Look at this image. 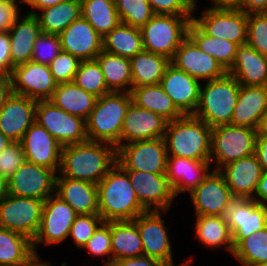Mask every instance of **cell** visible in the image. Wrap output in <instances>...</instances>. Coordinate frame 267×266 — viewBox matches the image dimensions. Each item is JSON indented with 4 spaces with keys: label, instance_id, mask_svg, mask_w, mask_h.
Masks as SVG:
<instances>
[{
    "label": "cell",
    "instance_id": "1",
    "mask_svg": "<svg viewBox=\"0 0 267 266\" xmlns=\"http://www.w3.org/2000/svg\"><path fill=\"white\" fill-rule=\"evenodd\" d=\"M116 163L114 145L87 140L63 146L59 173L63 177L98 184Z\"/></svg>",
    "mask_w": 267,
    "mask_h": 266
},
{
    "label": "cell",
    "instance_id": "2",
    "mask_svg": "<svg viewBox=\"0 0 267 266\" xmlns=\"http://www.w3.org/2000/svg\"><path fill=\"white\" fill-rule=\"evenodd\" d=\"M98 214L104 222L134 220L147 211L139 202L127 172L116 163L97 184Z\"/></svg>",
    "mask_w": 267,
    "mask_h": 266
},
{
    "label": "cell",
    "instance_id": "3",
    "mask_svg": "<svg viewBox=\"0 0 267 266\" xmlns=\"http://www.w3.org/2000/svg\"><path fill=\"white\" fill-rule=\"evenodd\" d=\"M163 138L167 157L210 161L212 128L193 115L168 121Z\"/></svg>",
    "mask_w": 267,
    "mask_h": 266
},
{
    "label": "cell",
    "instance_id": "4",
    "mask_svg": "<svg viewBox=\"0 0 267 266\" xmlns=\"http://www.w3.org/2000/svg\"><path fill=\"white\" fill-rule=\"evenodd\" d=\"M132 102L131 93L111 91L97 98L86 120V134L90 141L121 146V129L126 111Z\"/></svg>",
    "mask_w": 267,
    "mask_h": 266
},
{
    "label": "cell",
    "instance_id": "5",
    "mask_svg": "<svg viewBox=\"0 0 267 266\" xmlns=\"http://www.w3.org/2000/svg\"><path fill=\"white\" fill-rule=\"evenodd\" d=\"M239 90L240 84L229 73L206 81L200 87L199 103L193 116L211 128L230 124Z\"/></svg>",
    "mask_w": 267,
    "mask_h": 266
},
{
    "label": "cell",
    "instance_id": "6",
    "mask_svg": "<svg viewBox=\"0 0 267 266\" xmlns=\"http://www.w3.org/2000/svg\"><path fill=\"white\" fill-rule=\"evenodd\" d=\"M193 16L154 14L140 28L144 49L171 60L180 44L188 37Z\"/></svg>",
    "mask_w": 267,
    "mask_h": 266
},
{
    "label": "cell",
    "instance_id": "7",
    "mask_svg": "<svg viewBox=\"0 0 267 266\" xmlns=\"http://www.w3.org/2000/svg\"><path fill=\"white\" fill-rule=\"evenodd\" d=\"M256 129L232 124L212 128L210 163L218 171L228 163L255 154Z\"/></svg>",
    "mask_w": 267,
    "mask_h": 266
},
{
    "label": "cell",
    "instance_id": "8",
    "mask_svg": "<svg viewBox=\"0 0 267 266\" xmlns=\"http://www.w3.org/2000/svg\"><path fill=\"white\" fill-rule=\"evenodd\" d=\"M35 122L43 126L62 146L88 140L86 120L67 113L49 100L37 101Z\"/></svg>",
    "mask_w": 267,
    "mask_h": 266
},
{
    "label": "cell",
    "instance_id": "9",
    "mask_svg": "<svg viewBox=\"0 0 267 266\" xmlns=\"http://www.w3.org/2000/svg\"><path fill=\"white\" fill-rule=\"evenodd\" d=\"M78 214L56 194L44 201L39 230L32 240L35 255L39 244H57L69 237L70 228Z\"/></svg>",
    "mask_w": 267,
    "mask_h": 266
},
{
    "label": "cell",
    "instance_id": "10",
    "mask_svg": "<svg viewBox=\"0 0 267 266\" xmlns=\"http://www.w3.org/2000/svg\"><path fill=\"white\" fill-rule=\"evenodd\" d=\"M43 205L40 199L8 195L0 202V227L33 240L40 227Z\"/></svg>",
    "mask_w": 267,
    "mask_h": 266
},
{
    "label": "cell",
    "instance_id": "11",
    "mask_svg": "<svg viewBox=\"0 0 267 266\" xmlns=\"http://www.w3.org/2000/svg\"><path fill=\"white\" fill-rule=\"evenodd\" d=\"M117 163L124 170L166 174L167 150L163 137L134 141L117 149Z\"/></svg>",
    "mask_w": 267,
    "mask_h": 266
},
{
    "label": "cell",
    "instance_id": "12",
    "mask_svg": "<svg viewBox=\"0 0 267 266\" xmlns=\"http://www.w3.org/2000/svg\"><path fill=\"white\" fill-rule=\"evenodd\" d=\"M193 21L209 36L247 43V14L237 8L209 7Z\"/></svg>",
    "mask_w": 267,
    "mask_h": 266
},
{
    "label": "cell",
    "instance_id": "13",
    "mask_svg": "<svg viewBox=\"0 0 267 266\" xmlns=\"http://www.w3.org/2000/svg\"><path fill=\"white\" fill-rule=\"evenodd\" d=\"M160 210L145 211L138 215L133 221L137 224L138 231L143 244L144 256L160 260L176 266L172 258L171 243L162 219ZM189 261L182 262L177 266H189Z\"/></svg>",
    "mask_w": 267,
    "mask_h": 266
},
{
    "label": "cell",
    "instance_id": "14",
    "mask_svg": "<svg viewBox=\"0 0 267 266\" xmlns=\"http://www.w3.org/2000/svg\"><path fill=\"white\" fill-rule=\"evenodd\" d=\"M57 174L54 170L25 161L8 179L9 195L45 201L55 194Z\"/></svg>",
    "mask_w": 267,
    "mask_h": 266
},
{
    "label": "cell",
    "instance_id": "15",
    "mask_svg": "<svg viewBox=\"0 0 267 266\" xmlns=\"http://www.w3.org/2000/svg\"><path fill=\"white\" fill-rule=\"evenodd\" d=\"M196 216H226L236 199L219 171L212 170L208 176L189 193Z\"/></svg>",
    "mask_w": 267,
    "mask_h": 266
},
{
    "label": "cell",
    "instance_id": "16",
    "mask_svg": "<svg viewBox=\"0 0 267 266\" xmlns=\"http://www.w3.org/2000/svg\"><path fill=\"white\" fill-rule=\"evenodd\" d=\"M10 80L13 93L37 101L49 100L58 85L48 65L33 61L15 66Z\"/></svg>",
    "mask_w": 267,
    "mask_h": 266
},
{
    "label": "cell",
    "instance_id": "17",
    "mask_svg": "<svg viewBox=\"0 0 267 266\" xmlns=\"http://www.w3.org/2000/svg\"><path fill=\"white\" fill-rule=\"evenodd\" d=\"M140 204L147 210L167 211L175 195L166 174L125 170ZM153 207V208H152Z\"/></svg>",
    "mask_w": 267,
    "mask_h": 266
},
{
    "label": "cell",
    "instance_id": "18",
    "mask_svg": "<svg viewBox=\"0 0 267 266\" xmlns=\"http://www.w3.org/2000/svg\"><path fill=\"white\" fill-rule=\"evenodd\" d=\"M234 248L255 231L267 226V204L236 198L226 214Z\"/></svg>",
    "mask_w": 267,
    "mask_h": 266
},
{
    "label": "cell",
    "instance_id": "19",
    "mask_svg": "<svg viewBox=\"0 0 267 266\" xmlns=\"http://www.w3.org/2000/svg\"><path fill=\"white\" fill-rule=\"evenodd\" d=\"M167 122L161 115L131 102L121 129V146L134 141L164 137Z\"/></svg>",
    "mask_w": 267,
    "mask_h": 266
},
{
    "label": "cell",
    "instance_id": "20",
    "mask_svg": "<svg viewBox=\"0 0 267 266\" xmlns=\"http://www.w3.org/2000/svg\"><path fill=\"white\" fill-rule=\"evenodd\" d=\"M26 161L58 172L63 146L48 131L34 122L21 141Z\"/></svg>",
    "mask_w": 267,
    "mask_h": 266
},
{
    "label": "cell",
    "instance_id": "21",
    "mask_svg": "<svg viewBox=\"0 0 267 266\" xmlns=\"http://www.w3.org/2000/svg\"><path fill=\"white\" fill-rule=\"evenodd\" d=\"M171 64L199 81H210L227 73L216 59L200 50L189 37L180 44Z\"/></svg>",
    "mask_w": 267,
    "mask_h": 266
},
{
    "label": "cell",
    "instance_id": "22",
    "mask_svg": "<svg viewBox=\"0 0 267 266\" xmlns=\"http://www.w3.org/2000/svg\"><path fill=\"white\" fill-rule=\"evenodd\" d=\"M37 100L12 93L0 110V131L12 142H21L35 122Z\"/></svg>",
    "mask_w": 267,
    "mask_h": 266
},
{
    "label": "cell",
    "instance_id": "23",
    "mask_svg": "<svg viewBox=\"0 0 267 266\" xmlns=\"http://www.w3.org/2000/svg\"><path fill=\"white\" fill-rule=\"evenodd\" d=\"M59 36L62 51L81 61L95 60L103 50V37L82 16L73 21Z\"/></svg>",
    "mask_w": 267,
    "mask_h": 266
},
{
    "label": "cell",
    "instance_id": "24",
    "mask_svg": "<svg viewBox=\"0 0 267 266\" xmlns=\"http://www.w3.org/2000/svg\"><path fill=\"white\" fill-rule=\"evenodd\" d=\"M160 85L184 115H193L199 103L201 82L173 64L167 67Z\"/></svg>",
    "mask_w": 267,
    "mask_h": 266
},
{
    "label": "cell",
    "instance_id": "25",
    "mask_svg": "<svg viewBox=\"0 0 267 266\" xmlns=\"http://www.w3.org/2000/svg\"><path fill=\"white\" fill-rule=\"evenodd\" d=\"M227 186L235 198L252 199L263 174L255 154L238 159L220 168Z\"/></svg>",
    "mask_w": 267,
    "mask_h": 266
},
{
    "label": "cell",
    "instance_id": "26",
    "mask_svg": "<svg viewBox=\"0 0 267 266\" xmlns=\"http://www.w3.org/2000/svg\"><path fill=\"white\" fill-rule=\"evenodd\" d=\"M210 161L182 157H167L166 177L175 197L192 192L211 172Z\"/></svg>",
    "mask_w": 267,
    "mask_h": 266
},
{
    "label": "cell",
    "instance_id": "27",
    "mask_svg": "<svg viewBox=\"0 0 267 266\" xmlns=\"http://www.w3.org/2000/svg\"><path fill=\"white\" fill-rule=\"evenodd\" d=\"M59 176V177H58ZM56 177L55 194L69 204L78 214H98L97 184L63 177Z\"/></svg>",
    "mask_w": 267,
    "mask_h": 266
},
{
    "label": "cell",
    "instance_id": "28",
    "mask_svg": "<svg viewBox=\"0 0 267 266\" xmlns=\"http://www.w3.org/2000/svg\"><path fill=\"white\" fill-rule=\"evenodd\" d=\"M240 85L267 86V56L250 45H239L234 63L227 71Z\"/></svg>",
    "mask_w": 267,
    "mask_h": 266
},
{
    "label": "cell",
    "instance_id": "29",
    "mask_svg": "<svg viewBox=\"0 0 267 266\" xmlns=\"http://www.w3.org/2000/svg\"><path fill=\"white\" fill-rule=\"evenodd\" d=\"M267 111V86L240 85L230 124L256 129Z\"/></svg>",
    "mask_w": 267,
    "mask_h": 266
},
{
    "label": "cell",
    "instance_id": "30",
    "mask_svg": "<svg viewBox=\"0 0 267 266\" xmlns=\"http://www.w3.org/2000/svg\"><path fill=\"white\" fill-rule=\"evenodd\" d=\"M41 32L39 22L33 14L27 13L22 19L19 17L14 22L8 31L13 68L31 61L33 46Z\"/></svg>",
    "mask_w": 267,
    "mask_h": 266
},
{
    "label": "cell",
    "instance_id": "31",
    "mask_svg": "<svg viewBox=\"0 0 267 266\" xmlns=\"http://www.w3.org/2000/svg\"><path fill=\"white\" fill-rule=\"evenodd\" d=\"M97 98L92 93L78 87L73 81L58 84L49 101L67 113L87 120Z\"/></svg>",
    "mask_w": 267,
    "mask_h": 266
},
{
    "label": "cell",
    "instance_id": "32",
    "mask_svg": "<svg viewBox=\"0 0 267 266\" xmlns=\"http://www.w3.org/2000/svg\"><path fill=\"white\" fill-rule=\"evenodd\" d=\"M130 93L132 102L138 107L155 112L167 121L179 119L184 116L160 84L132 87Z\"/></svg>",
    "mask_w": 267,
    "mask_h": 266
},
{
    "label": "cell",
    "instance_id": "33",
    "mask_svg": "<svg viewBox=\"0 0 267 266\" xmlns=\"http://www.w3.org/2000/svg\"><path fill=\"white\" fill-rule=\"evenodd\" d=\"M132 87L160 84L171 60L160 54L141 50L130 59Z\"/></svg>",
    "mask_w": 267,
    "mask_h": 266
},
{
    "label": "cell",
    "instance_id": "34",
    "mask_svg": "<svg viewBox=\"0 0 267 266\" xmlns=\"http://www.w3.org/2000/svg\"><path fill=\"white\" fill-rule=\"evenodd\" d=\"M111 248L113 260L144 255L138 227L133 220L111 221Z\"/></svg>",
    "mask_w": 267,
    "mask_h": 266
},
{
    "label": "cell",
    "instance_id": "35",
    "mask_svg": "<svg viewBox=\"0 0 267 266\" xmlns=\"http://www.w3.org/2000/svg\"><path fill=\"white\" fill-rule=\"evenodd\" d=\"M188 37L200 50L216 59L228 71L234 63L238 44L206 34L193 20L188 28Z\"/></svg>",
    "mask_w": 267,
    "mask_h": 266
},
{
    "label": "cell",
    "instance_id": "36",
    "mask_svg": "<svg viewBox=\"0 0 267 266\" xmlns=\"http://www.w3.org/2000/svg\"><path fill=\"white\" fill-rule=\"evenodd\" d=\"M95 60L100 65L105 83L110 91L131 92L132 73L130 59L102 50Z\"/></svg>",
    "mask_w": 267,
    "mask_h": 266
},
{
    "label": "cell",
    "instance_id": "37",
    "mask_svg": "<svg viewBox=\"0 0 267 266\" xmlns=\"http://www.w3.org/2000/svg\"><path fill=\"white\" fill-rule=\"evenodd\" d=\"M195 233L198 242L205 247L215 249L224 245V248L233 254L232 235L226 216H196Z\"/></svg>",
    "mask_w": 267,
    "mask_h": 266
},
{
    "label": "cell",
    "instance_id": "38",
    "mask_svg": "<svg viewBox=\"0 0 267 266\" xmlns=\"http://www.w3.org/2000/svg\"><path fill=\"white\" fill-rule=\"evenodd\" d=\"M42 13L36 12L42 32L50 34L62 33L73 21L82 16L81 0H65L48 8H43Z\"/></svg>",
    "mask_w": 267,
    "mask_h": 266
},
{
    "label": "cell",
    "instance_id": "39",
    "mask_svg": "<svg viewBox=\"0 0 267 266\" xmlns=\"http://www.w3.org/2000/svg\"><path fill=\"white\" fill-rule=\"evenodd\" d=\"M34 256L32 240L0 227V266H23Z\"/></svg>",
    "mask_w": 267,
    "mask_h": 266
},
{
    "label": "cell",
    "instance_id": "40",
    "mask_svg": "<svg viewBox=\"0 0 267 266\" xmlns=\"http://www.w3.org/2000/svg\"><path fill=\"white\" fill-rule=\"evenodd\" d=\"M103 51L131 59L144 49L140 28L119 23L103 37Z\"/></svg>",
    "mask_w": 267,
    "mask_h": 266
},
{
    "label": "cell",
    "instance_id": "41",
    "mask_svg": "<svg viewBox=\"0 0 267 266\" xmlns=\"http://www.w3.org/2000/svg\"><path fill=\"white\" fill-rule=\"evenodd\" d=\"M81 12L102 37L120 23L115 0H81Z\"/></svg>",
    "mask_w": 267,
    "mask_h": 266
},
{
    "label": "cell",
    "instance_id": "42",
    "mask_svg": "<svg viewBox=\"0 0 267 266\" xmlns=\"http://www.w3.org/2000/svg\"><path fill=\"white\" fill-rule=\"evenodd\" d=\"M232 255L243 266L267 262V226L243 239Z\"/></svg>",
    "mask_w": 267,
    "mask_h": 266
},
{
    "label": "cell",
    "instance_id": "43",
    "mask_svg": "<svg viewBox=\"0 0 267 266\" xmlns=\"http://www.w3.org/2000/svg\"><path fill=\"white\" fill-rule=\"evenodd\" d=\"M74 82L78 87L92 93L96 97H101L111 92L107 88L103 72L96 60L81 61Z\"/></svg>",
    "mask_w": 267,
    "mask_h": 266
},
{
    "label": "cell",
    "instance_id": "44",
    "mask_svg": "<svg viewBox=\"0 0 267 266\" xmlns=\"http://www.w3.org/2000/svg\"><path fill=\"white\" fill-rule=\"evenodd\" d=\"M121 23L143 27L154 15L148 0H115Z\"/></svg>",
    "mask_w": 267,
    "mask_h": 266
},
{
    "label": "cell",
    "instance_id": "45",
    "mask_svg": "<svg viewBox=\"0 0 267 266\" xmlns=\"http://www.w3.org/2000/svg\"><path fill=\"white\" fill-rule=\"evenodd\" d=\"M247 44L267 56V16L264 13L247 14Z\"/></svg>",
    "mask_w": 267,
    "mask_h": 266
},
{
    "label": "cell",
    "instance_id": "46",
    "mask_svg": "<svg viewBox=\"0 0 267 266\" xmlns=\"http://www.w3.org/2000/svg\"><path fill=\"white\" fill-rule=\"evenodd\" d=\"M61 51V39L58 34L41 32L33 46L31 61L49 65Z\"/></svg>",
    "mask_w": 267,
    "mask_h": 266
},
{
    "label": "cell",
    "instance_id": "47",
    "mask_svg": "<svg viewBox=\"0 0 267 266\" xmlns=\"http://www.w3.org/2000/svg\"><path fill=\"white\" fill-rule=\"evenodd\" d=\"M92 256L100 257L109 256L110 259L104 263L105 266H111L113 262L111 248V221L103 222L92 237L83 246Z\"/></svg>",
    "mask_w": 267,
    "mask_h": 266
},
{
    "label": "cell",
    "instance_id": "48",
    "mask_svg": "<svg viewBox=\"0 0 267 266\" xmlns=\"http://www.w3.org/2000/svg\"><path fill=\"white\" fill-rule=\"evenodd\" d=\"M103 222L99 214L77 215L71 225L69 237H72L77 247L83 248Z\"/></svg>",
    "mask_w": 267,
    "mask_h": 266
},
{
    "label": "cell",
    "instance_id": "49",
    "mask_svg": "<svg viewBox=\"0 0 267 266\" xmlns=\"http://www.w3.org/2000/svg\"><path fill=\"white\" fill-rule=\"evenodd\" d=\"M80 63L79 58L61 51L48 66L55 81L60 84L74 81Z\"/></svg>",
    "mask_w": 267,
    "mask_h": 266
},
{
    "label": "cell",
    "instance_id": "50",
    "mask_svg": "<svg viewBox=\"0 0 267 266\" xmlns=\"http://www.w3.org/2000/svg\"><path fill=\"white\" fill-rule=\"evenodd\" d=\"M25 161L21 142H12L0 153V176L8 180Z\"/></svg>",
    "mask_w": 267,
    "mask_h": 266
},
{
    "label": "cell",
    "instance_id": "51",
    "mask_svg": "<svg viewBox=\"0 0 267 266\" xmlns=\"http://www.w3.org/2000/svg\"><path fill=\"white\" fill-rule=\"evenodd\" d=\"M154 14L192 15L196 0H148Z\"/></svg>",
    "mask_w": 267,
    "mask_h": 266
},
{
    "label": "cell",
    "instance_id": "52",
    "mask_svg": "<svg viewBox=\"0 0 267 266\" xmlns=\"http://www.w3.org/2000/svg\"><path fill=\"white\" fill-rule=\"evenodd\" d=\"M18 3L23 2L22 0H0V32H8L20 17Z\"/></svg>",
    "mask_w": 267,
    "mask_h": 266
},
{
    "label": "cell",
    "instance_id": "53",
    "mask_svg": "<svg viewBox=\"0 0 267 266\" xmlns=\"http://www.w3.org/2000/svg\"><path fill=\"white\" fill-rule=\"evenodd\" d=\"M12 70L10 37L8 32H0V74L10 76Z\"/></svg>",
    "mask_w": 267,
    "mask_h": 266
},
{
    "label": "cell",
    "instance_id": "54",
    "mask_svg": "<svg viewBox=\"0 0 267 266\" xmlns=\"http://www.w3.org/2000/svg\"><path fill=\"white\" fill-rule=\"evenodd\" d=\"M111 266H170L169 264L148 256L113 260Z\"/></svg>",
    "mask_w": 267,
    "mask_h": 266
},
{
    "label": "cell",
    "instance_id": "55",
    "mask_svg": "<svg viewBox=\"0 0 267 266\" xmlns=\"http://www.w3.org/2000/svg\"><path fill=\"white\" fill-rule=\"evenodd\" d=\"M237 9L250 13H263L267 9V0H238Z\"/></svg>",
    "mask_w": 267,
    "mask_h": 266
},
{
    "label": "cell",
    "instance_id": "56",
    "mask_svg": "<svg viewBox=\"0 0 267 266\" xmlns=\"http://www.w3.org/2000/svg\"><path fill=\"white\" fill-rule=\"evenodd\" d=\"M255 155L263 172H267V136H257Z\"/></svg>",
    "mask_w": 267,
    "mask_h": 266
},
{
    "label": "cell",
    "instance_id": "57",
    "mask_svg": "<svg viewBox=\"0 0 267 266\" xmlns=\"http://www.w3.org/2000/svg\"><path fill=\"white\" fill-rule=\"evenodd\" d=\"M13 93L10 76L0 74V110Z\"/></svg>",
    "mask_w": 267,
    "mask_h": 266
},
{
    "label": "cell",
    "instance_id": "58",
    "mask_svg": "<svg viewBox=\"0 0 267 266\" xmlns=\"http://www.w3.org/2000/svg\"><path fill=\"white\" fill-rule=\"evenodd\" d=\"M252 199L260 204H267V172H263Z\"/></svg>",
    "mask_w": 267,
    "mask_h": 266
},
{
    "label": "cell",
    "instance_id": "59",
    "mask_svg": "<svg viewBox=\"0 0 267 266\" xmlns=\"http://www.w3.org/2000/svg\"><path fill=\"white\" fill-rule=\"evenodd\" d=\"M65 0H22L23 4L29 5V7H32L34 10L28 12L29 14H35L36 10H41L43 8H48L53 5H57L60 2H63Z\"/></svg>",
    "mask_w": 267,
    "mask_h": 266
},
{
    "label": "cell",
    "instance_id": "60",
    "mask_svg": "<svg viewBox=\"0 0 267 266\" xmlns=\"http://www.w3.org/2000/svg\"><path fill=\"white\" fill-rule=\"evenodd\" d=\"M211 7H225L236 8L238 6V0H210Z\"/></svg>",
    "mask_w": 267,
    "mask_h": 266
},
{
    "label": "cell",
    "instance_id": "61",
    "mask_svg": "<svg viewBox=\"0 0 267 266\" xmlns=\"http://www.w3.org/2000/svg\"><path fill=\"white\" fill-rule=\"evenodd\" d=\"M256 132L257 136H267V111L260 118Z\"/></svg>",
    "mask_w": 267,
    "mask_h": 266
},
{
    "label": "cell",
    "instance_id": "62",
    "mask_svg": "<svg viewBox=\"0 0 267 266\" xmlns=\"http://www.w3.org/2000/svg\"><path fill=\"white\" fill-rule=\"evenodd\" d=\"M9 195L8 180L0 176V202Z\"/></svg>",
    "mask_w": 267,
    "mask_h": 266
},
{
    "label": "cell",
    "instance_id": "63",
    "mask_svg": "<svg viewBox=\"0 0 267 266\" xmlns=\"http://www.w3.org/2000/svg\"><path fill=\"white\" fill-rule=\"evenodd\" d=\"M50 262L40 261L39 255H35L27 264L23 266H52Z\"/></svg>",
    "mask_w": 267,
    "mask_h": 266
},
{
    "label": "cell",
    "instance_id": "64",
    "mask_svg": "<svg viewBox=\"0 0 267 266\" xmlns=\"http://www.w3.org/2000/svg\"><path fill=\"white\" fill-rule=\"evenodd\" d=\"M11 143L12 141L0 131V153Z\"/></svg>",
    "mask_w": 267,
    "mask_h": 266
},
{
    "label": "cell",
    "instance_id": "65",
    "mask_svg": "<svg viewBox=\"0 0 267 266\" xmlns=\"http://www.w3.org/2000/svg\"><path fill=\"white\" fill-rule=\"evenodd\" d=\"M253 266H267V262H263V263H257Z\"/></svg>",
    "mask_w": 267,
    "mask_h": 266
},
{
    "label": "cell",
    "instance_id": "66",
    "mask_svg": "<svg viewBox=\"0 0 267 266\" xmlns=\"http://www.w3.org/2000/svg\"><path fill=\"white\" fill-rule=\"evenodd\" d=\"M61 266H67L66 262H63V263L61 264Z\"/></svg>",
    "mask_w": 267,
    "mask_h": 266
},
{
    "label": "cell",
    "instance_id": "67",
    "mask_svg": "<svg viewBox=\"0 0 267 266\" xmlns=\"http://www.w3.org/2000/svg\"><path fill=\"white\" fill-rule=\"evenodd\" d=\"M263 13L267 16V9Z\"/></svg>",
    "mask_w": 267,
    "mask_h": 266
}]
</instances>
